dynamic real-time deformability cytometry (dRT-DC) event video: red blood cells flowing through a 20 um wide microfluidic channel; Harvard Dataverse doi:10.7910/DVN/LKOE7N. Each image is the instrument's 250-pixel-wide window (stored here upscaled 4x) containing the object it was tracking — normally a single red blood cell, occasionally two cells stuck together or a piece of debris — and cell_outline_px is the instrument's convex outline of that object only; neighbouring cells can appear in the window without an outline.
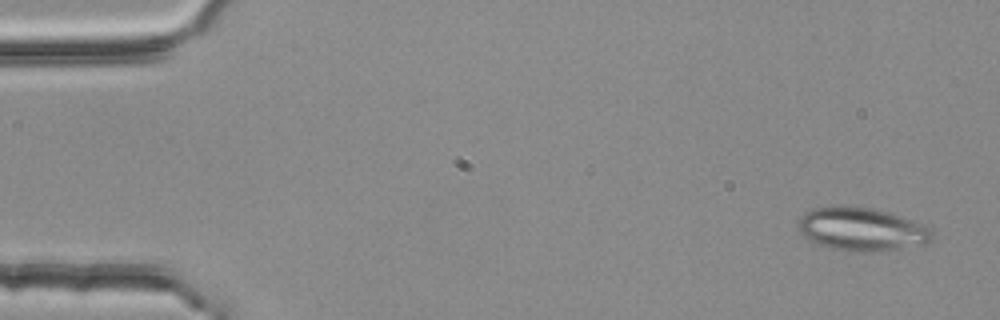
{"species": "common noctule bat (a hibernating species)", "species_latin": "Nyctalus noctula", "temperature_condition": "room temperature", "stored_images_in_passage": 4, "camera_frame_rate_fps": 3000, "um_per_image_px": 0.085, "animal": {"sex": "female", "body_mass_g": 25.1}, "frame": {"image": 1, "passage_image": 1, "time_ms": 0.0, "image_size_px": [1000, 320], "cell_outline_px": [[932, 240], [924, 244], [900, 248], [832, 248], [808, 240], [800, 232], [800, 216], [804, 212], [812, 208], [872, 208], [888, 212], [924, 224], [932, 228]], "centroid_in_image_um": [73.28, 19.44], "position_along_channel_um": 11.7, "area_um2": 31.91}}
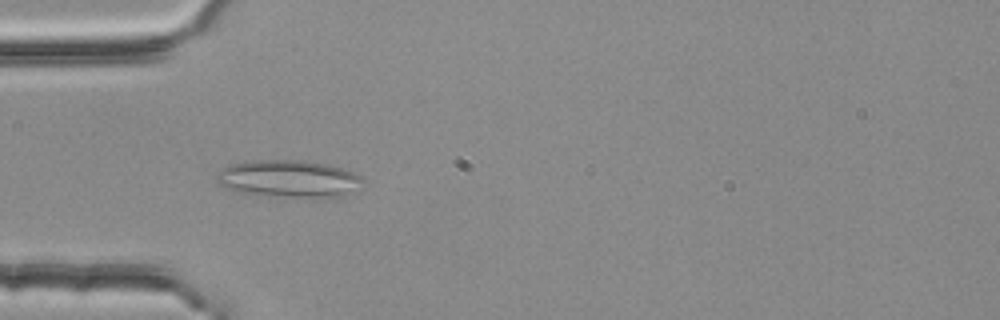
{"frame": {"image": 2, "passage_image": 4, "time_ms": 1.0, "image_size_px": [1000, 320], "cell_outline_px": [[364, 180], [340, 196], [284, 196], [240, 192], [220, 184], [216, 180], [216, 172], [232, 164], [252, 160], [304, 160], [328, 164], [352, 172], [360, 176]], "centroid_in_image_um": [24.47, 15.15], "position_along_channel_um": 60.5, "area_um2": 30.63}}